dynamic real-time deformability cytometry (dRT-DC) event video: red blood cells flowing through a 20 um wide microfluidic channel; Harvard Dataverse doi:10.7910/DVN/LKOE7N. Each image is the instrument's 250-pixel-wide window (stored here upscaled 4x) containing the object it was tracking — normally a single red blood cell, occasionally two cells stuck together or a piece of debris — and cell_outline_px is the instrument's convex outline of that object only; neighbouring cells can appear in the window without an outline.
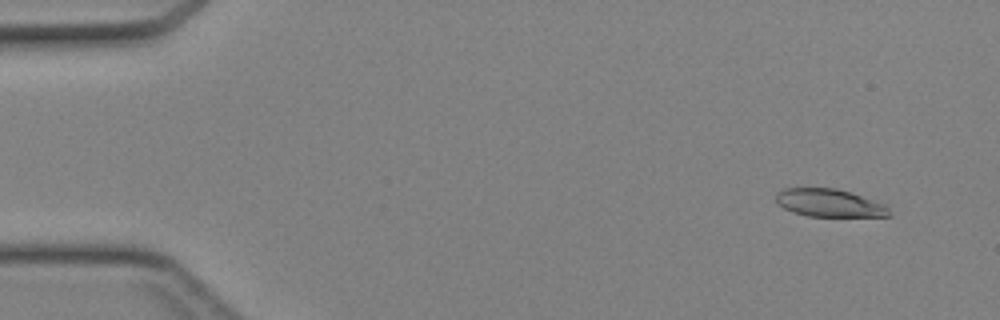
{"species": "Egyptian fruit bat (a non-hibernating species)", "species_latin": "Rousettus aegyptiacus", "temperature_condition": "cold", "stored_images_in_passage": 43, "camera_frame_rate_fps": 3000, "um_per_image_px": 0.085, "animal": {"sex": "female"}, "frame": {"image": 1, "passage_image": 2, "time_ms": 0.333, "image_size_px": [1000, 320], "cell_outline_px": [[892, 216], [808, 216], [792, 212], [784, 208], [776, 200], [776, 192], [784, 188], [836, 188], [884, 204], [888, 208]], "centroid_in_image_um": [70.46, 17.25], "position_along_channel_um": 14.5, "area_um2": 18.09}}
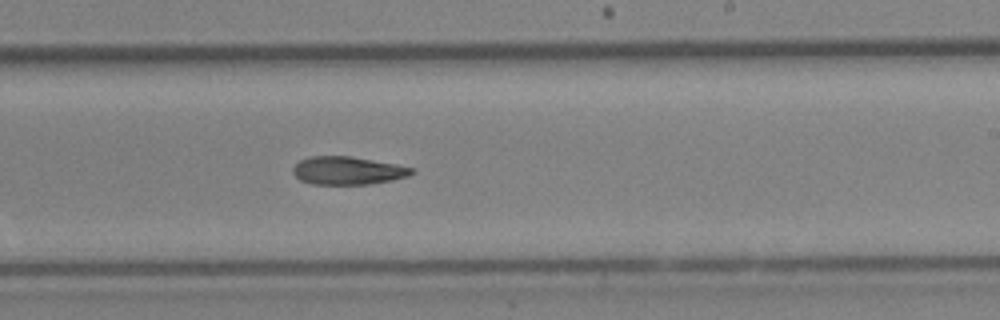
{"frame": {"image": 2, "passage_image": 26, "time_ms": 8.333, "image_size_px": [1000, 320], "cell_outline_px": [[416, 172], [408, 176], [392, 180], [368, 184], [312, 184], [300, 180], [292, 172], [292, 168], [300, 160], [312, 156], [348, 156], [396, 164], [416, 168]], "centroid_in_image_um": [29.58, 14.5], "position_along_channel_um": 259.4, "area_um2": 19.36}}
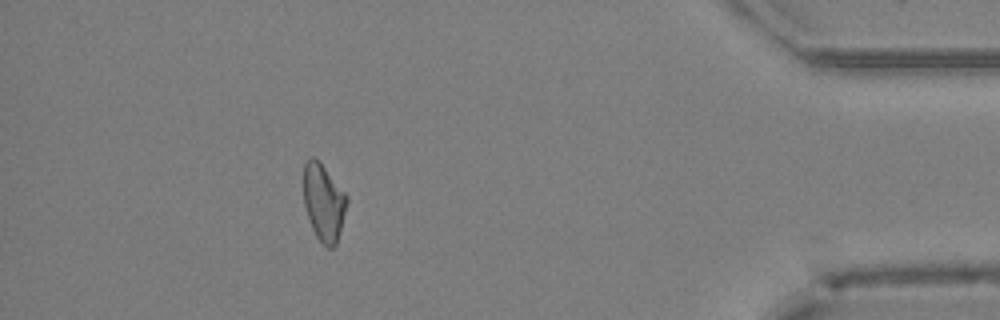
{"frame": {"image": 3, "passage_image": 39, "time_ms": 12.667, "image_size_px": [1000, 320], "cell_outline_px": [[348, 200], [336, 244], [332, 248], [328, 248], [316, 236], [312, 228], [304, 204], [304, 164], [312, 156], [324, 168], [348, 196]], "centroid_in_image_um": [27.51, 17.22], "position_along_channel_um": 407.7, "area_um2": 18.84}}